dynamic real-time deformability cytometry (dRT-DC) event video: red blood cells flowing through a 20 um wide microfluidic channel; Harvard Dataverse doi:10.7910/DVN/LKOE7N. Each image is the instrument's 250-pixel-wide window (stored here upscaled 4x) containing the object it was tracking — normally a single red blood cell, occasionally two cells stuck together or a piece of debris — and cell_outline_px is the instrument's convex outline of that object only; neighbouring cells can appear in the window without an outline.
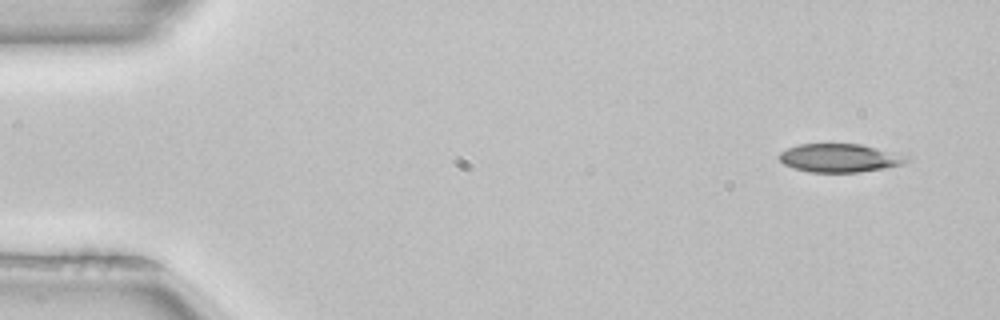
{"species": "common noctule bat (a hibernating species)", "species_latin": "Nyctalus noctula", "temperature_condition": "room temperature", "stored_images_in_passage": 49, "camera_frame_rate_fps": 3000, "um_per_image_px": 0.085, "animal": {"sex": "female", "body_mass_g": 22.7, "forearm_length_mm": 54.2}, "frame": {"image": 1, "passage_image": 2, "time_ms": 0.333, "image_size_px": [1000, 320], "cell_outline_px": [[912, 156], [908, 160], [900, 164], [884, 168], [860, 172], [808, 172], [792, 168], [784, 164], [776, 156], [780, 152], [796, 144], [860, 144], [908, 152]], "centroid_in_image_um": [71.46, 13.41], "position_along_channel_um": 13.5, "area_um2": 21.79}}
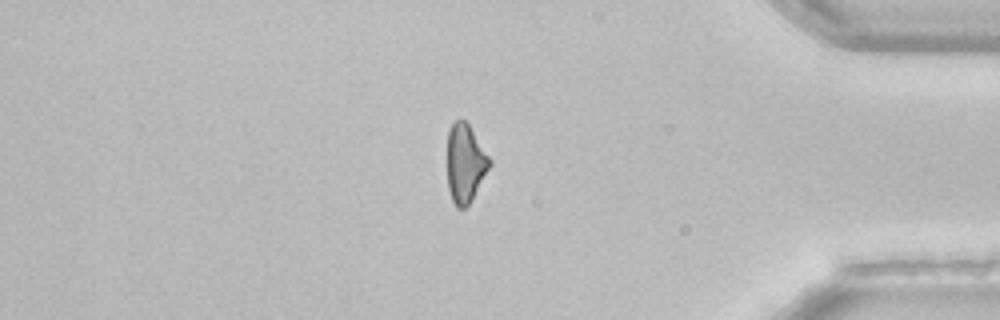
{"frame": {"image": 2, "passage_image": 42, "time_ms": 13.667, "image_size_px": [1000, 320], "cell_outline_px": [[492, 164], [472, 200], [464, 208], [456, 208], [452, 200], [448, 188], [448, 132], [452, 124], [460, 116], [468, 124], [492, 160]], "centroid_in_image_um": [39.56, 13.89], "position_along_channel_um": 395.6, "area_um2": 19.42}}